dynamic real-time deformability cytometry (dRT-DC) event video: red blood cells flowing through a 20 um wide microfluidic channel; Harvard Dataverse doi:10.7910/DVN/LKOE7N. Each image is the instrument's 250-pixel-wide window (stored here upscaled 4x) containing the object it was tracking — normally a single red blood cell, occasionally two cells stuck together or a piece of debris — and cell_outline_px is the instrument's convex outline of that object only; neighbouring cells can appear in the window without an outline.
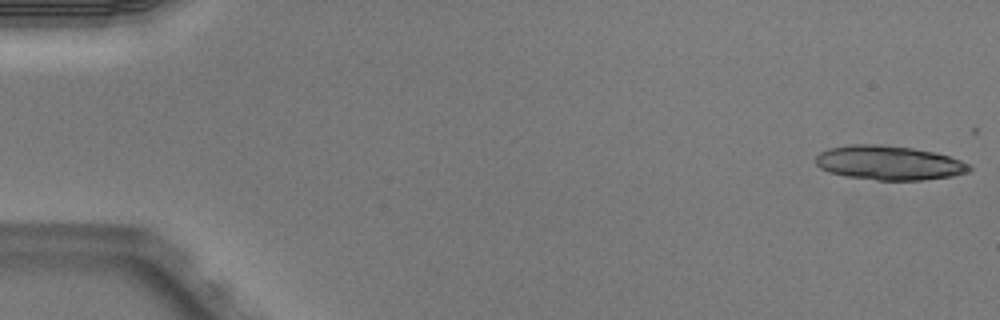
{"species": "Egyptian fruit bat (a non-hibernating species)", "species_latin": "Rousettus aegyptiacus", "temperature_condition": "warm", "stored_images_in_passage": 5, "camera_frame_rate_fps": 3000, "um_per_image_px": 0.085, "animal": {"sex": "male"}, "frame": {"image": 1, "passage_image": 1, "time_ms": 0.0, "image_size_px": [1000, 320], "cell_outline_px": [[972, 168], [968, 172], [952, 176], [924, 180], [876, 180], [844, 176], [828, 172], [820, 168], [816, 164], [816, 156], [820, 152], [828, 148], [848, 144], [880, 144], [912, 148], [932, 152], [948, 156], [960, 160], [968, 164]], "centroid_in_image_um": [75.52, 13.84], "position_along_channel_um": 9.5, "area_um2": 30.75}}
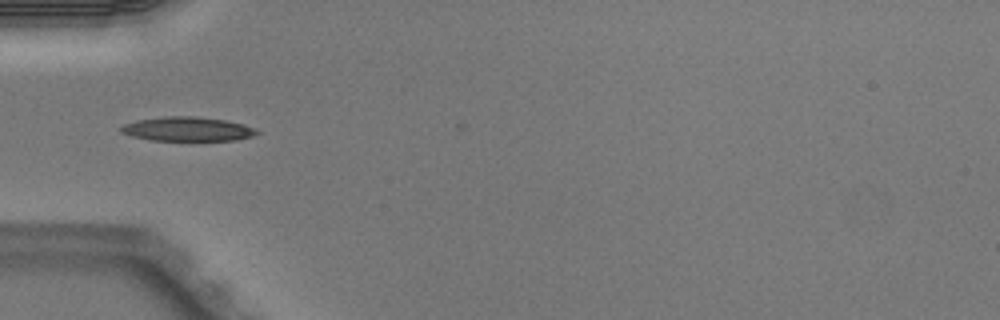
{"frame": {"image": 2, "passage_image": 5, "time_ms": 1.333, "image_size_px": [1000, 320], "cell_outline_px": [[260, 132], [252, 136], [236, 140], [152, 140], [132, 136], [120, 132], [120, 128], [124, 124], [136, 120], [164, 116], [196, 116], [224, 120], [244, 124], [256, 128]], "centroid_in_image_um": [15.94, 10.96], "position_along_channel_um": 69.1, "area_um2": 19.13}}